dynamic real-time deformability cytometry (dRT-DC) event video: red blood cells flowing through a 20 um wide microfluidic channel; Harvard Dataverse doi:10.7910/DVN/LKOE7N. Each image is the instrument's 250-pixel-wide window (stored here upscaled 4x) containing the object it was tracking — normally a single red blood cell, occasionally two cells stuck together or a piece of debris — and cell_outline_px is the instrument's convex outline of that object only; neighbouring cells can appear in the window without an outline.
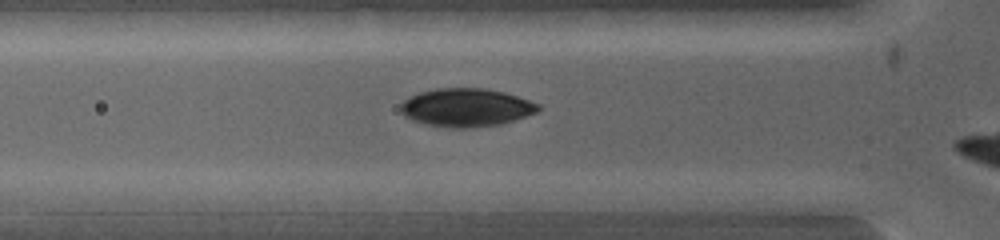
{"species": "common noctule bat (a hibernating species)", "species_latin": "Nyctalus noctula", "temperature_condition": "warm", "stored_images_in_passage": 5, "camera_frame_rate_fps": 5000, "um_per_image_px": 0.085, "animal": {"sex": "female", "body_mass_g": 19.0, "forearm_length_mm": 53.3}, "frame": {"image": 1, "passage_image": 5, "time_ms": 0.8, "image_size_px": [1000, 240], "cell_outline_px": [[604, 200], [592, 212], [516, 212], [496, 200], [600, 192], [604, 196]], "centroid_in_image_um": [47.28, 17.28], "position_along_channel_um": 78.5, "area_um2": 11.16}}